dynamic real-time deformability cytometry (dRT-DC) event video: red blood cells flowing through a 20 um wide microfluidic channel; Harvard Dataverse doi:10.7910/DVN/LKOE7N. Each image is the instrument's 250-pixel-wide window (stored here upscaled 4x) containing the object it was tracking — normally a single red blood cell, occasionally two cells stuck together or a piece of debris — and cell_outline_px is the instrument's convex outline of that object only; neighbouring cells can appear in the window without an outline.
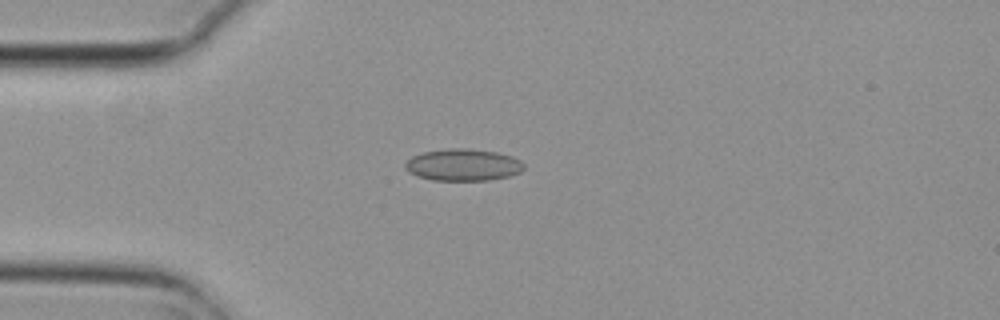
{"species": "common noctule bat (a hibernating species)", "species_latin": "Nyctalus noctula", "temperature_condition": "cold", "stored_images_in_passage": 4, "camera_frame_rate_fps": 3000, "um_per_image_px": 0.085, "animal": {"sex": "female", "body_mass_g": 29.2, "forearm_length_mm": 56.3}, "frame": {"image": 1, "passage_image": 1, "time_ms": 0.0, "image_size_px": [1000, 320], "cell_outline_px": [[524, 168], [520, 172], [508, 176], [488, 180], [432, 180], [416, 176], [408, 172], [404, 168], [404, 164], [412, 156], [424, 152], [448, 148], [468, 148], [496, 152], [512, 156], [520, 160], [524, 164]], "centroid_in_image_um": [39.34, 14.01], "position_along_channel_um": 45.7, "area_um2": 22.14}}
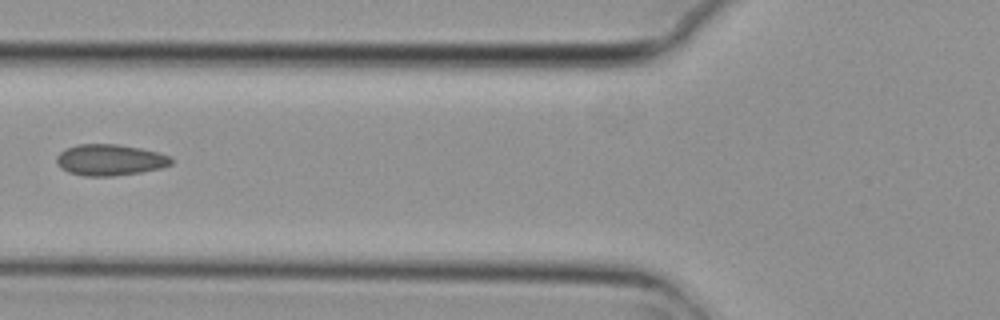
{"frame": {"image": 2, "passage_image": 3, "time_ms": 0.667, "image_size_px": [1000, 320], "cell_outline_px": [[172, 164], [160, 168], [140, 172], [112, 176], [84, 176], [68, 172], [60, 168], [56, 160], [56, 156], [64, 148], [76, 144], [116, 144], [140, 148], [172, 156]], "centroid_in_image_um": [9.31, 13.59], "position_along_channel_um": 116.5, "area_um2": 20.92}}
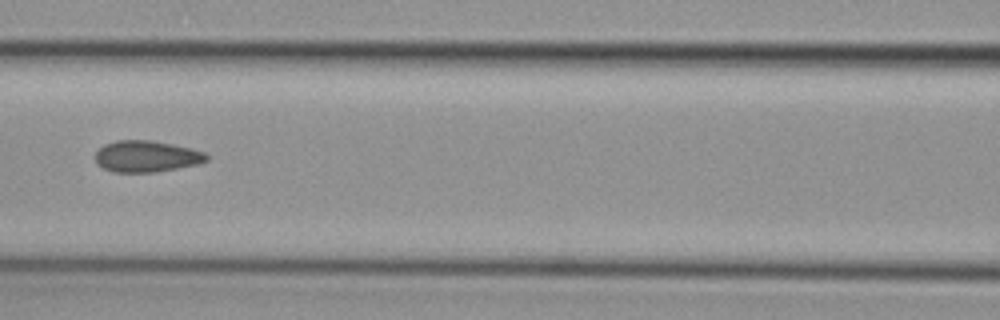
{"frame": {"image": 3, "passage_image": 4, "time_ms": 1.0, "image_size_px": [1000, 320], "cell_outline_px": [[208, 160], [196, 164], [156, 172], [112, 172], [96, 164], [96, 152], [104, 144], [116, 140], [152, 140], [172, 144], [204, 152], [208, 156]], "centroid_in_image_um": [12.41, 13.29], "position_along_channel_um": 154.2, "area_um2": 20.23}}